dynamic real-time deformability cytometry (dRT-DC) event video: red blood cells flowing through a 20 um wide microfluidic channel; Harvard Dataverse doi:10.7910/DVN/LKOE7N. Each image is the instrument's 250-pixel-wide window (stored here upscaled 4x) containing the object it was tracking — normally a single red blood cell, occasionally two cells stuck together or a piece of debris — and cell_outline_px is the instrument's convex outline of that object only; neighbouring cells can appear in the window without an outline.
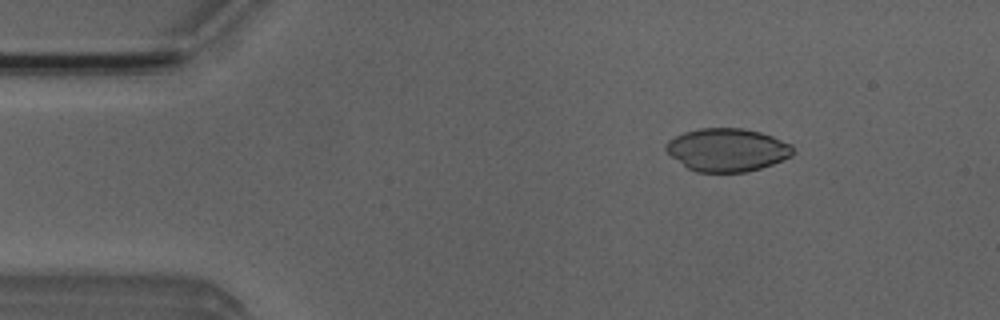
{"species": "Egyptian fruit bat (a non-hibernating species)", "species_latin": "Rousettus aegyptiacus", "temperature_condition": "room temperature", "stored_images_in_passage": 5, "camera_frame_rate_fps": 3000, "um_per_image_px": 0.085, "animal": {"sex": "male"}, "frame": {"image": 1, "passage_image": 2, "time_ms": 1.0, "image_size_px": [1000, 320], "cell_outline_px": [[796, 152], [792, 156], [772, 164], [760, 168], [744, 172], [696, 172], [688, 168], [672, 156], [664, 148], [664, 144], [668, 140], [684, 132], [700, 128], [740, 128], [760, 132], [772, 136], [792, 144]], "centroid_in_image_um": [61.83, 12.73], "position_along_channel_um": 23.2, "area_um2": 31.85}}